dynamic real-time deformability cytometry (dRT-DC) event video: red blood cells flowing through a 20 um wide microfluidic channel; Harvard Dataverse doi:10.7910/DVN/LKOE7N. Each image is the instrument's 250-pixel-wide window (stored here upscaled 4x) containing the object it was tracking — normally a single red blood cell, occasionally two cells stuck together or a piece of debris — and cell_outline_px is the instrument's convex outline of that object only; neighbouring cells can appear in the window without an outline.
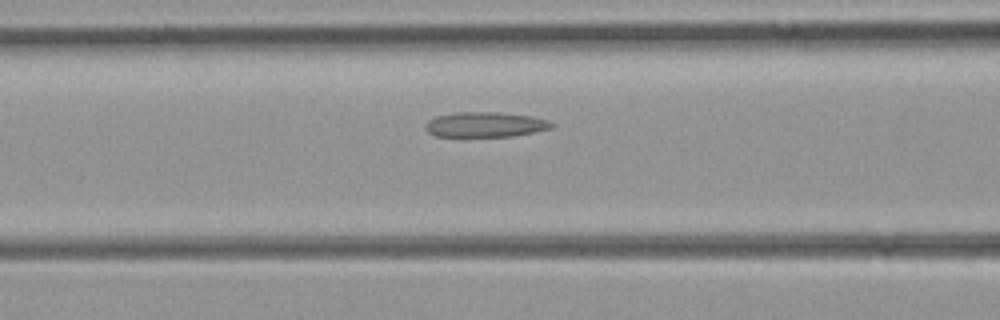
{"species": "common noctule bat (a hibernating species)", "species_latin": "Nyctalus noctula", "temperature_condition": "room temperature", "stored_images_in_passage": 30, "camera_frame_rate_fps": 3000, "um_per_image_px": 0.085, "animal": {"sex": "female", "body_mass_g": 21.9}, "frame": {"image": 1, "passage_image": 9, "time_ms": 2.667, "image_size_px": [1000, 320], "cell_outline_px": [[556, 124], [552, 128], [512, 136], [436, 136], [428, 132], [424, 128], [424, 124], [428, 120], [436, 116], [452, 112], [496, 112], [532, 116], [548, 120]], "centroid_in_image_um": [41.22, 10.58], "position_along_channel_um": 125.4, "area_um2": 18.5}}
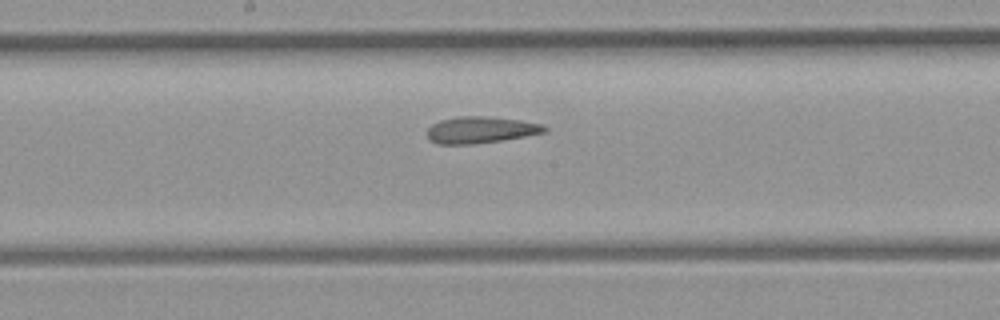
{"frame": {"image": 2, "passage_image": 15, "time_ms": 4.667, "image_size_px": [1000, 320], "cell_outline_px": [[548, 128], [544, 132], [524, 136], [500, 140], [472, 144], [440, 144], [428, 140], [428, 128], [432, 124], [440, 120], [460, 116], [484, 116], [520, 120], [540, 124]], "centroid_in_image_um": [40.81, 11.04], "position_along_channel_um": 207.4, "area_um2": 17.92}}
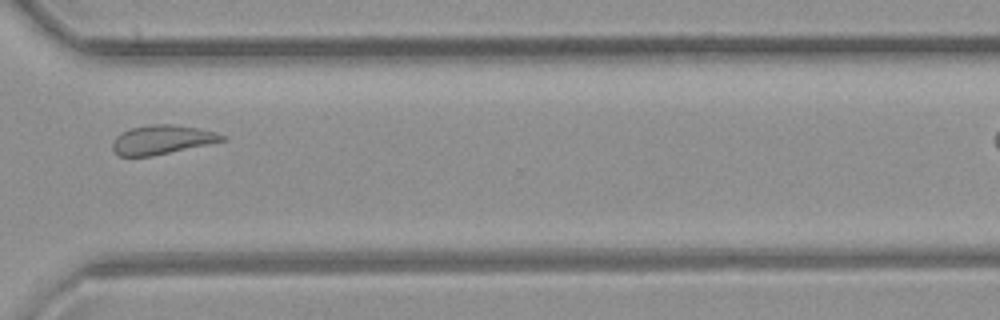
{"frame": {"image": 3, "passage_image": 26, "time_ms": 8.333, "image_size_px": [1000, 320], "cell_outline_px": [[228, 140], [152, 156], [120, 156], [112, 148], [112, 144], [116, 136], [120, 132], [132, 128], [152, 124], [172, 124], [196, 128], [216, 132], [228, 136]], "centroid_in_image_um": [13.8, 11.87], "position_along_channel_um": 356.8, "area_um2": 18.55}}